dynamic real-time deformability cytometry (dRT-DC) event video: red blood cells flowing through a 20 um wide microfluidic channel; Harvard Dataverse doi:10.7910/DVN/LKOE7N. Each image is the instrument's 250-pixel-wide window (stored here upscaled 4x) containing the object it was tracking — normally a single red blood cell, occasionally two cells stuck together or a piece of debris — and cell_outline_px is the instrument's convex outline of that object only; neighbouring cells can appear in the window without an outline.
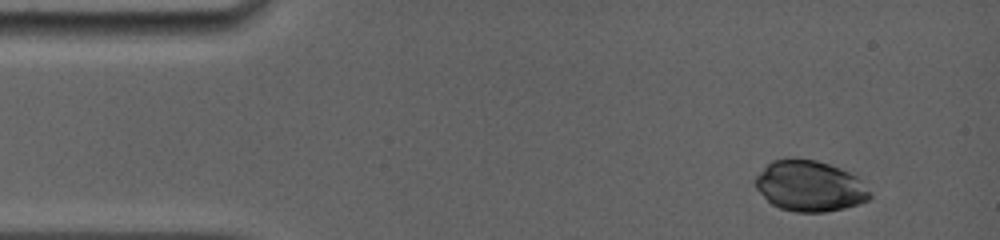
{"species": "common noctule bat (a hibernating species)", "species_latin": "Nyctalus noctula", "temperature_condition": "room temperature", "stored_images_in_passage": 14, "camera_frame_rate_fps": 5000, "um_per_image_px": 0.085, "animal": {"sex": "female", "body_mass_g": 19.0, "forearm_length_mm": 56.7}, "frame": {"image": 1, "passage_image": 3, "time_ms": 1.2, "image_size_px": [1000, 240], "cell_outline_px": [[872, 196], [868, 200], [860, 204], [844, 208], [824, 212], [796, 212], [780, 208], [772, 204], [756, 188], [752, 180], [772, 160], [816, 160], [840, 168], [856, 176], [860, 180]], "centroid_in_image_um": [68.82, 15.84], "position_along_channel_um": 16.2, "area_um2": 33.41}}